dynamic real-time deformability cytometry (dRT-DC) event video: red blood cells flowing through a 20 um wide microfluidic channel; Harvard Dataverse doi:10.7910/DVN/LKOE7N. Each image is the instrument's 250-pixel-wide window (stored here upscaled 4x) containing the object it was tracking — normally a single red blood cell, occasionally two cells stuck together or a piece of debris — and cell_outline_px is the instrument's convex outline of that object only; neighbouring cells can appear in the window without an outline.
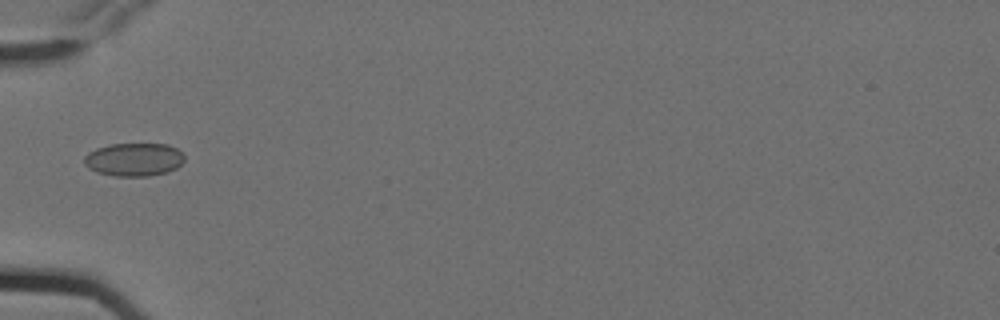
{"species": "Egyptian fruit bat (a non-hibernating species)", "species_latin": "Rousettus aegyptiacus", "temperature_condition": "cold", "stored_images_in_passage": 6, "camera_frame_rate_fps": 3000, "um_per_image_px": 0.085, "animal": {"sex": "female"}, "frame": {"image": 1, "passage_image": 6, "time_ms": 1.667, "image_size_px": [1000, 320], "cell_outline_px": [[184, 160], [176, 168], [168, 172], [148, 176], [116, 176], [96, 172], [88, 168], [84, 164], [84, 156], [88, 152], [96, 148], [112, 144], [168, 144], [176, 148], [184, 156]], "centroid_in_image_um": [11.37, 13.56], "position_along_channel_um": 73.6, "area_um2": 19.42}}